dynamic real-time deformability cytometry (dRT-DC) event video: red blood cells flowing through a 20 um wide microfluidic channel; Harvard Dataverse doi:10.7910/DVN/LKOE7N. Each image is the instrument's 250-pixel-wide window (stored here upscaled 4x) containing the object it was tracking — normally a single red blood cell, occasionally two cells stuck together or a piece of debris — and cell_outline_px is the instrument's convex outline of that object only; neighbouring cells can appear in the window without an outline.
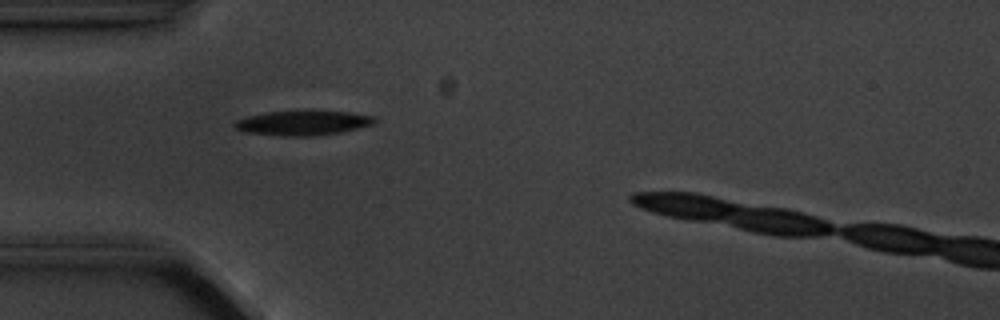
{"species": "common noctule bat (a hibernating species)", "species_latin": "Nyctalus noctula", "temperature_condition": "cold", "stored_images_in_passage": 6, "camera_frame_rate_fps": 3000, "um_per_image_px": 0.085, "animal": {"sex": "male", "body_mass_g": 20.1, "forearm_length_mm": 53.5}, "frame": {"image": 1, "passage_image": 5, "time_ms": 4.667, "image_size_px": [1000, 320], "cell_outline_px": [[376, 120], [372, 124], [340, 132], [312, 136], [280, 136], [244, 132], [236, 128], [232, 124], [236, 120], [248, 116], [268, 112], [304, 108], [312, 108], [348, 112], [376, 116]], "centroid_in_image_um": [25.74, 10.4], "position_along_channel_um": 59.3, "area_um2": 20.92}}